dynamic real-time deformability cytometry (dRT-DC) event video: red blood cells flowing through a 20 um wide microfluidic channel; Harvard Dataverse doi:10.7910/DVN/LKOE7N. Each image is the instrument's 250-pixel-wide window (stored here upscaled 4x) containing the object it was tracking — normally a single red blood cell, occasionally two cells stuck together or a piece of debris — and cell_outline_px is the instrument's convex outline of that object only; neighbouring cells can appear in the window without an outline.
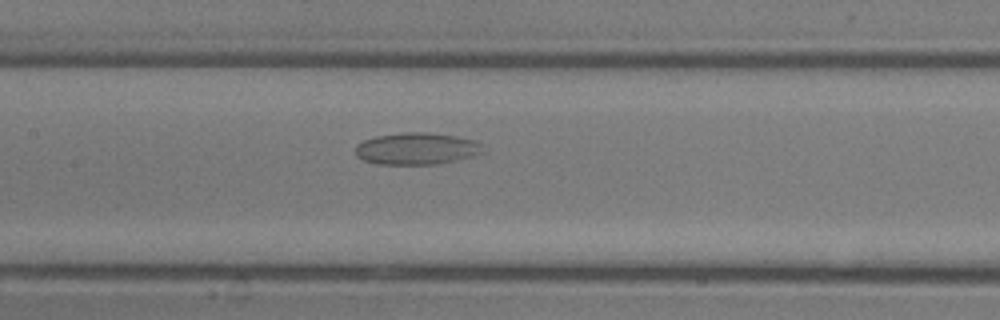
{"species": "common noctule bat (a hibernating species)", "species_latin": "Nyctalus noctula", "temperature_condition": "room temperature", "stored_images_in_passage": 30, "camera_frame_rate_fps": 3000, "um_per_image_px": 0.085, "animal": {"sex": "male", "body_mass_g": 13.3}, "frame": {"image": 1, "passage_image": 12, "time_ms": 3.667, "image_size_px": [1000, 320], "cell_outline_px": [[484, 152], [472, 156], [456, 160], [436, 164], [376, 164], [364, 160], [356, 156], [356, 144], [364, 140], [376, 136], [404, 132], [428, 132], [456, 136], [476, 140], [484, 144]], "centroid_in_image_um": [35.45, 12.63], "position_along_channel_um": 172.0, "area_um2": 23.87}}
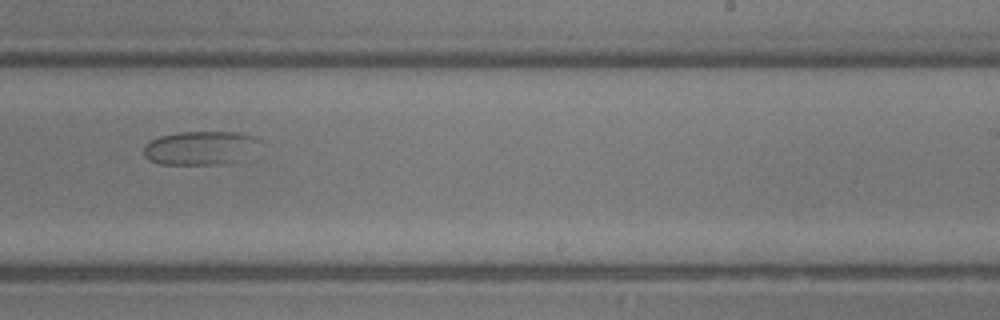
{"frame": {"image": 2, "passage_image": 17, "time_ms": 5.333, "image_size_px": [1000, 320], "cell_outline_px": [[264, 140], [236, 160], [216, 164], [160, 164], [148, 160], [144, 156], [144, 144], [160, 136], [180, 132], [236, 132], [252, 136]], "centroid_in_image_um": [16.94, 12.56], "position_along_channel_um": 272.1, "area_um2": 22.31}}
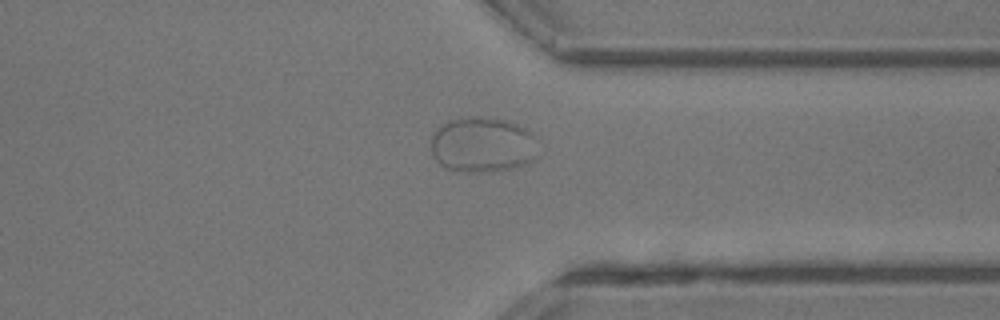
{"frame": {"image": 3, "passage_image": 22, "time_ms": 7.0, "image_size_px": [1000, 320], "cell_outline_px": [[540, 156], [536, 160], [528, 164], [512, 168], [488, 172], [464, 172], [448, 168], [440, 164], [432, 156], [428, 144], [432, 136], [448, 120], [472, 116], [480, 116], [504, 120], [528, 128], [536, 136]], "centroid_in_image_um": [41.08, 12.32], "position_along_channel_um": 370.3, "area_um2": 35.43}}